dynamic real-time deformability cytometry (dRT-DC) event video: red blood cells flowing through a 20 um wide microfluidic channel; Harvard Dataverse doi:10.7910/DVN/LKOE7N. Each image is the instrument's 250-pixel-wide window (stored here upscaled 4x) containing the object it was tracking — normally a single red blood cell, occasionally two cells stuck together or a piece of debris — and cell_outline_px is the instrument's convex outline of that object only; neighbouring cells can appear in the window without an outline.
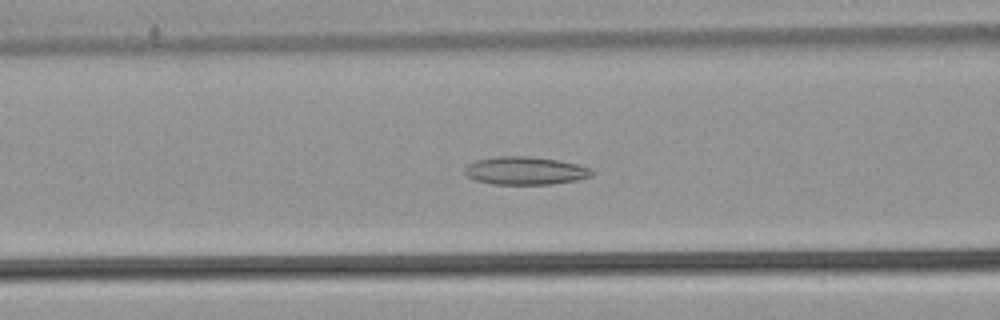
{"species": "common noctule bat (a hibernating species)", "species_latin": "Nyctalus noctula", "temperature_condition": "warm", "stored_images_in_passage": 37, "camera_frame_rate_fps": 3000, "um_per_image_px": 0.085, "animal": {"sex": "male", "body_mass_g": 21.5, "forearm_length_mm": 52.0}, "frame": {"image": 1, "passage_image": 5, "time_ms": 1.333, "image_size_px": [1000, 320], "cell_outline_px": [[596, 172], [592, 176], [576, 180], [552, 184], [492, 184], [476, 180], [468, 176], [464, 172], [464, 168], [468, 164], [476, 160], [496, 156], [528, 156], [560, 160], [592, 168]], "centroid_in_image_um": [44.67, 14.5], "position_along_channel_um": 121.9, "area_um2": 20.87}}
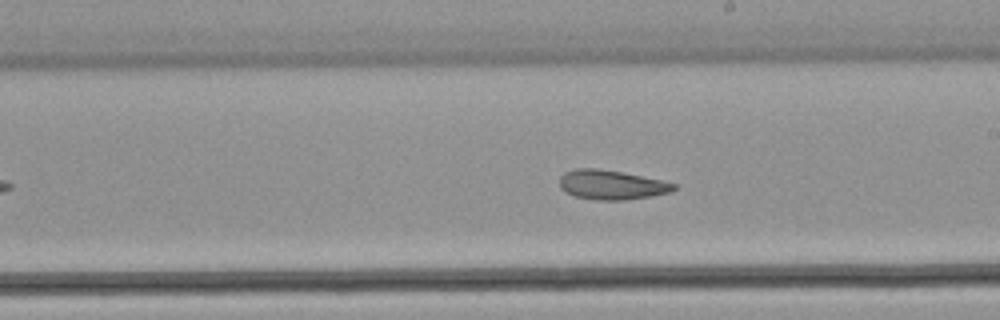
{"frame": {"image": 2, "passage_image": 14, "time_ms": 4.333, "image_size_px": [1000, 320], "cell_outline_px": [[676, 188], [672, 192], [624, 200], [596, 200], [576, 196], [564, 192], [560, 188], [560, 176], [564, 172], [576, 168], [596, 168], [620, 172], [660, 180], [676, 184]], "centroid_in_image_um": [51.93, 15.71], "position_along_channel_um": 237.1, "area_um2": 19.42}}
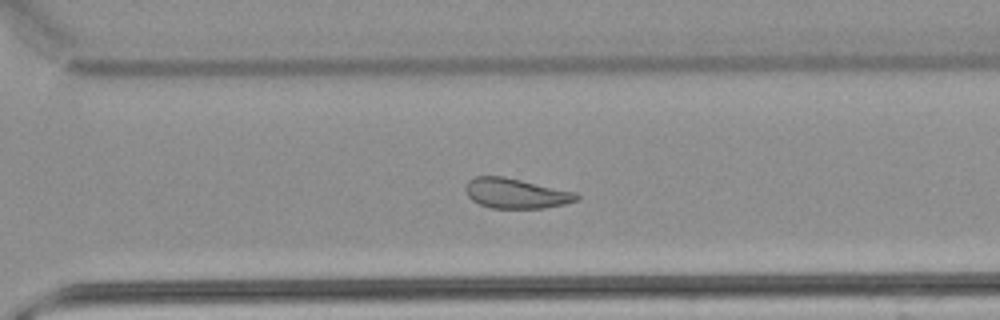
{"frame": {"image": 3, "passage_image": 21, "time_ms": 6.667, "image_size_px": [1000, 320], "cell_outline_px": [[580, 200], [564, 204], [544, 208], [492, 208], [480, 204], [472, 200], [468, 196], [464, 188], [468, 180], [476, 176], [504, 176], [576, 192], [580, 196]], "centroid_in_image_um": [43.86, 16.43], "position_along_channel_um": 326.7, "area_um2": 19.54}, "authors_computed_cell_mechanics": {"area_um2": 20.8658, "velocity_mm_per_s": 3.8519, "shape_relaxation_time_tau1_ms": null, "shape_relaxation_time_tau2_ms": 3.3244, "deformation_change_tau1": null, "deformation_change_tau2": 0.1018}}